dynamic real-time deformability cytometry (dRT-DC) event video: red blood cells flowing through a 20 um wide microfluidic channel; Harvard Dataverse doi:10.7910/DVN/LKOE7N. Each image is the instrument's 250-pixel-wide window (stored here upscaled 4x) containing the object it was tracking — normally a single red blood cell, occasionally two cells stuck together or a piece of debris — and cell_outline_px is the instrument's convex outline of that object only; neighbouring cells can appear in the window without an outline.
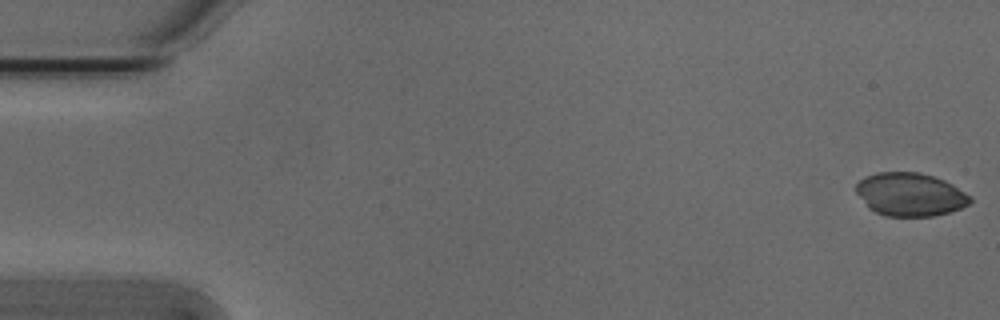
{"species": "Egyptian fruit bat (a non-hibernating species)", "species_latin": "Rousettus aegyptiacus", "temperature_condition": "cold", "stored_images_in_passage": 53, "camera_frame_rate_fps": 3000, "um_per_image_px": 0.085, "animal": {"sex": "male"}, "frame": {"image": 1, "passage_image": 1, "time_ms": 0.0, "image_size_px": [1000, 320], "cell_outline_px": [[972, 200], [968, 204], [960, 208], [948, 212], [932, 216], [884, 216], [868, 208], [856, 192], [856, 184], [864, 176], [876, 172], [920, 172], [944, 180], [952, 184], [972, 196]], "centroid_in_image_um": [77.35, 16.52], "position_along_channel_um": 7.7, "area_um2": 28.78}}
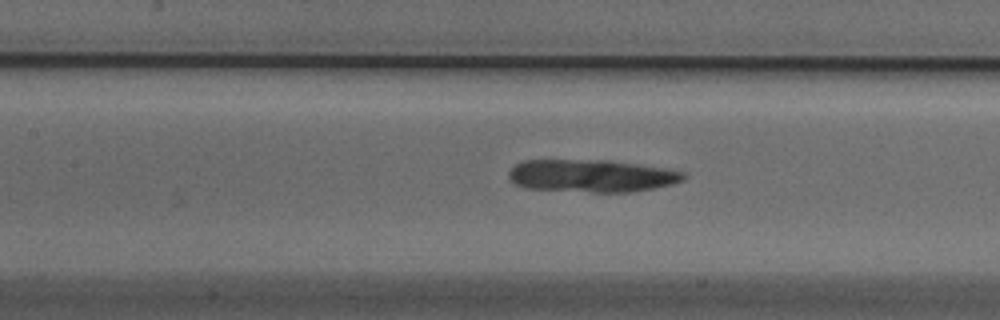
{"frame": {"image": 2, "passage_image": 24, "time_ms": 7.667, "image_size_px": [1000, 320], "cell_outline_px": [[688, 176], [684, 180], [672, 184], [656, 188], [632, 192], [592, 192], [528, 188], [516, 184], [508, 180], [508, 172], [520, 160], [608, 160], [664, 168], [684, 172]], "centroid_in_image_um": [50.29, 14.94], "position_along_channel_um": 157.1, "area_um2": 33.29}}
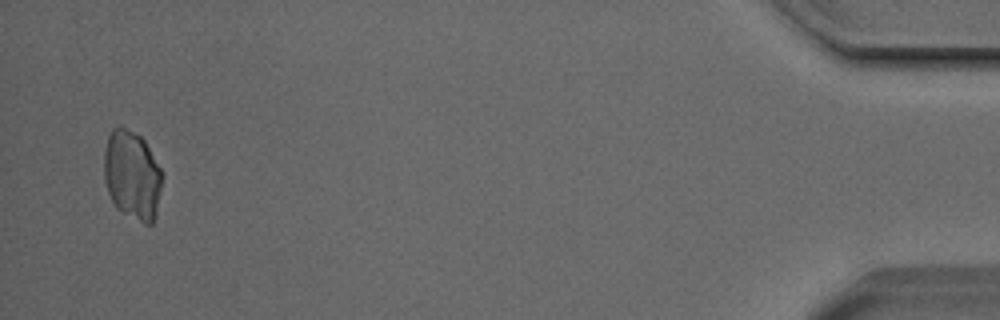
{"frame": {"image": 3, "passage_image": 52, "time_ms": 17.0, "image_size_px": [1000, 320], "cell_outline_px": [[164, 176], [156, 216], [152, 224], [144, 224], [116, 208], [108, 192], [104, 180], [104, 152], [108, 136], [112, 128], [116, 124], [120, 124], [140, 136], [144, 140], [164, 172]], "centroid_in_image_um": [11.25, 14.86], "position_along_channel_um": 423.9, "area_um2": 30.75}}